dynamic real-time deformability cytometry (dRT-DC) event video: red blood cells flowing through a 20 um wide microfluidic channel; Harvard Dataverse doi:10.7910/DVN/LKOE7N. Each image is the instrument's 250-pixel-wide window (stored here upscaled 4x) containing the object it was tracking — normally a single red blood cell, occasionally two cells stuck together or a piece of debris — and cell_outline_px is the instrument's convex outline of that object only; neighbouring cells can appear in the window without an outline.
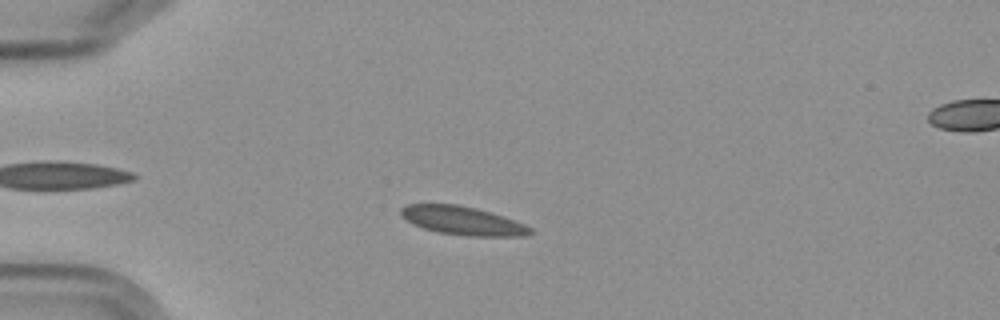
{"species": "Egyptian fruit bat (a non-hibernating species)", "species_latin": "Rousettus aegyptiacus", "temperature_condition": "cold", "stored_images_in_passage": 7, "camera_frame_rate_fps": 3000, "um_per_image_px": 0.085, "frame": {"image": 1, "passage_image": 3, "time_ms": 2.333, "image_size_px": [1000, 320], "cell_outline_px": [[532, 232], [524, 236], [468, 236], [436, 232], [412, 224], [400, 212], [400, 208], [408, 204], [456, 204], [476, 208], [504, 216], [524, 224], [532, 228]], "centroid_in_image_um": [39.33, 18.76], "position_along_channel_um": 45.7, "area_um2": 21.39}}
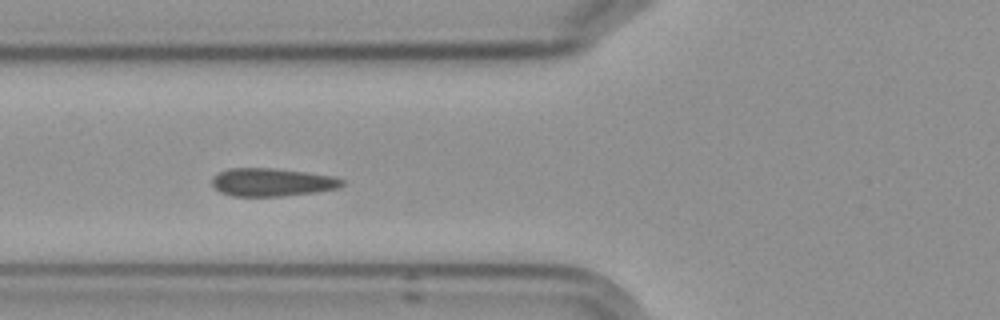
{"frame": {"image": 2, "passage_image": 5, "time_ms": 4.667, "image_size_px": [1000, 320], "cell_outline_px": [[344, 184], [340, 188], [316, 192], [284, 196], [232, 196], [220, 192], [212, 188], [212, 176], [228, 168], [276, 168], [332, 176], [344, 180]], "centroid_in_image_um": [23.09, 15.49], "position_along_channel_um": 102.7, "area_um2": 21.44}}
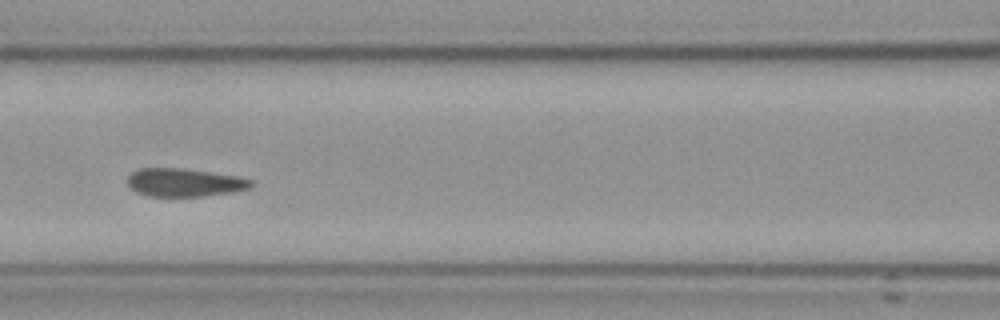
{"frame": {"image": 3, "passage_image": 6, "time_ms": 6.0, "image_size_px": [1000, 320], "cell_outline_px": [[256, 184], [252, 188], [232, 192], [204, 196], [148, 196], [136, 192], [128, 188], [128, 176], [132, 172], [140, 168], [176, 168], [208, 172], [236, 176], [252, 180]], "centroid_in_image_um": [15.68, 15.52], "position_along_channel_um": 150.9, "area_um2": 20.29}}